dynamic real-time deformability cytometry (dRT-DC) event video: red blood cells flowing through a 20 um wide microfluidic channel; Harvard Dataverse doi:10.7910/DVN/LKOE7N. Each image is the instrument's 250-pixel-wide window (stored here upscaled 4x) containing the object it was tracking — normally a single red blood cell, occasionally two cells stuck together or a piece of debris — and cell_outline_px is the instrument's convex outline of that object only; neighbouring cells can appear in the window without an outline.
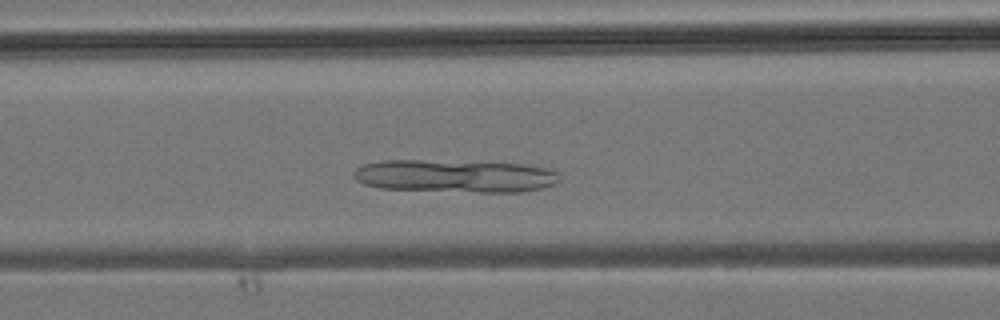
{"species": "common noctule bat (a hibernating species)", "species_latin": "Nyctalus noctula", "temperature_condition": "room temperature", "stored_images_in_passage": 26, "camera_frame_rate_fps": 3000, "um_per_image_px": 0.085, "animal": {"sex": "male", "body_mass_g": 19.2, "forearm_length_mm": 51.8}, "frame": {"image": 1, "passage_image": 4, "time_ms": 1.0, "image_size_px": [1000, 320], "cell_outline_px": [[560, 180], [556, 184], [540, 188], [520, 192], [480, 192], [380, 188], [364, 184], [356, 180], [352, 176], [352, 172], [356, 168], [364, 164], [380, 160], [420, 160], [524, 164], [548, 168], [560, 172]], "centroid_in_image_um": [38.68, 14.96], "position_along_channel_um": 127.9, "area_um2": 39.42}}
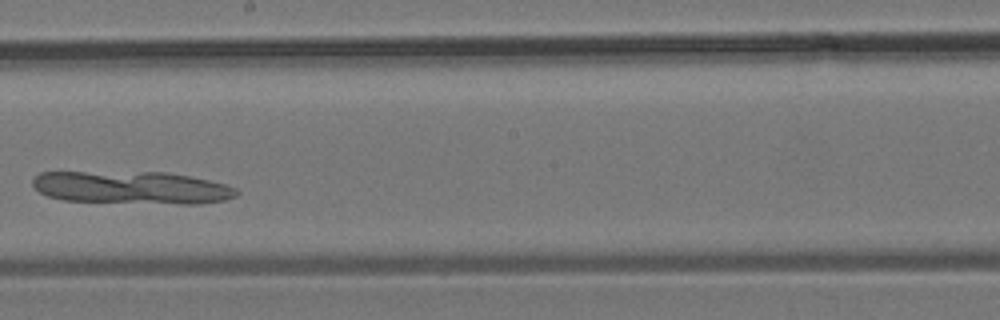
{"frame": {"image": 2, "passage_image": 10, "time_ms": 3.0, "image_size_px": [1000, 320], "cell_outline_px": [[240, 192], [236, 196], [224, 200], [200, 204], [180, 204], [64, 200], [48, 196], [40, 192], [32, 184], [32, 180], [40, 172], [168, 172], [208, 180], [224, 184], [236, 188]], "centroid_in_image_um": [11.22, 15.94], "position_along_channel_um": 237.0, "area_um2": 38.78}}
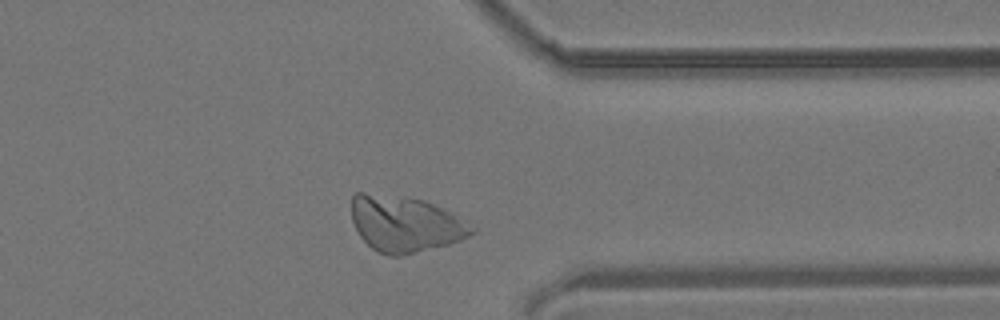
{"frame": {"image": 3, "passage_image": 18, "time_ms": 5.667, "image_size_px": [1000, 320], "cell_outline_px": [[476, 228], [468, 236], [460, 240], [448, 244], [400, 256], [388, 256], [376, 252], [360, 236], [352, 220], [352, 196], [356, 192], [364, 192], [408, 196], [424, 200], [444, 208]], "centroid_in_image_um": [34.4, 19.01], "position_along_channel_um": 377.0, "area_um2": 39.3}}